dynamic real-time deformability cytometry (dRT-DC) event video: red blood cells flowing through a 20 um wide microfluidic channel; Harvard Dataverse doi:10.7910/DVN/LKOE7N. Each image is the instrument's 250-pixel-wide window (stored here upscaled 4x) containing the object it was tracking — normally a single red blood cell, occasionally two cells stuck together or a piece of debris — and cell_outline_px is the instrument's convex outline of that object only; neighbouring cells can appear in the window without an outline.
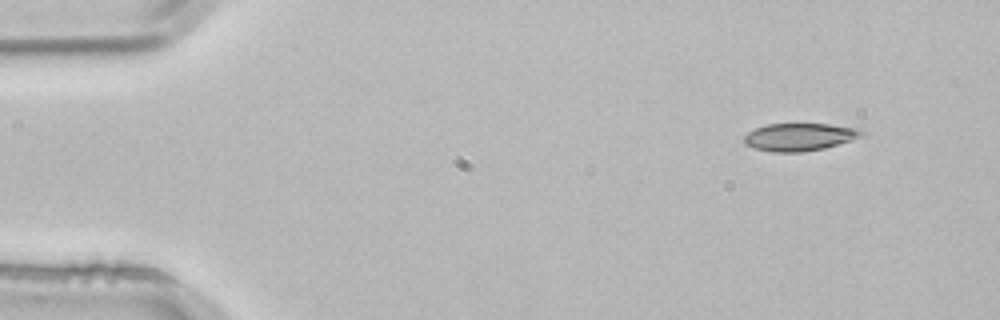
{"species": "common noctule bat (a hibernating species)", "species_latin": "Nyctalus noctula", "temperature_condition": "room temperature", "stored_images_in_passage": 3, "camera_frame_rate_fps": 3000, "um_per_image_px": 0.085, "animal": {"sex": "male", "body_mass_g": 21.5, "forearm_length_mm": 52.0}, "frame": {"image": 1, "passage_image": 1, "time_ms": 0.0, "image_size_px": [1000, 320], "cell_outline_px": [[868, 132], [864, 136], [852, 140], [824, 148], [804, 152], [772, 152], [756, 148], [744, 144], [744, 136], [748, 132], [756, 128], [768, 124], [828, 124], [856, 128]], "centroid_in_image_um": [67.99, 11.64], "position_along_channel_um": 17.0, "area_um2": 18.96}}
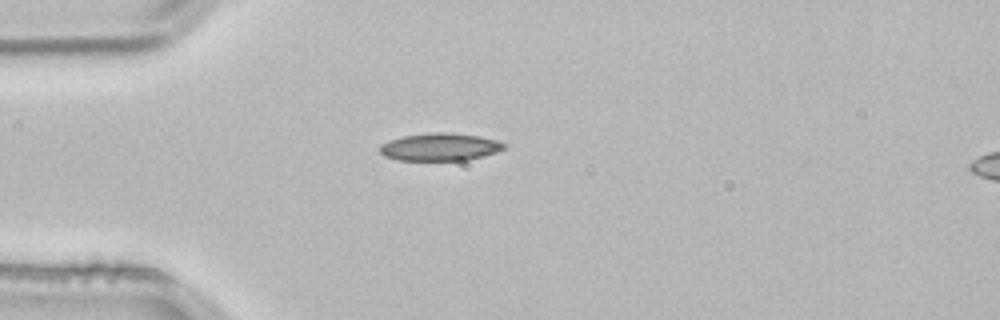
{"frame": {"image": 2, "passage_image": 3, "time_ms": 0.667, "image_size_px": [1000, 320], "cell_outline_px": [[508, 148], [496, 152], [468, 160], [400, 160], [384, 156], [380, 152], [380, 144], [404, 136], [436, 132], [452, 132], [480, 136], [496, 140], [508, 144]], "centroid_in_image_um": [37.46, 12.49], "position_along_channel_um": 47.5, "area_um2": 20.0}}